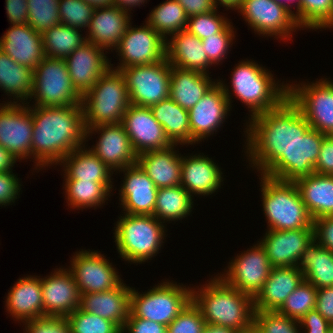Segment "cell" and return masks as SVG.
Listing matches in <instances>:
<instances>
[{
    "label": "cell",
    "instance_id": "cell-1",
    "mask_svg": "<svg viewBox=\"0 0 333 333\" xmlns=\"http://www.w3.org/2000/svg\"><path fill=\"white\" fill-rule=\"evenodd\" d=\"M248 122V123H247ZM249 166L262 174L310 128L300 109L287 97L278 107L244 123ZM253 164V165H252Z\"/></svg>",
    "mask_w": 333,
    "mask_h": 333
},
{
    "label": "cell",
    "instance_id": "cell-2",
    "mask_svg": "<svg viewBox=\"0 0 333 333\" xmlns=\"http://www.w3.org/2000/svg\"><path fill=\"white\" fill-rule=\"evenodd\" d=\"M29 110L33 120V169L38 171L58 165L73 150L86 145L82 103L60 107H34L30 104Z\"/></svg>",
    "mask_w": 333,
    "mask_h": 333
},
{
    "label": "cell",
    "instance_id": "cell-3",
    "mask_svg": "<svg viewBox=\"0 0 333 333\" xmlns=\"http://www.w3.org/2000/svg\"><path fill=\"white\" fill-rule=\"evenodd\" d=\"M192 288V302L200 310L205 324L231 327L243 332L254 323L253 298L229 286L220 276Z\"/></svg>",
    "mask_w": 333,
    "mask_h": 333
},
{
    "label": "cell",
    "instance_id": "cell-4",
    "mask_svg": "<svg viewBox=\"0 0 333 333\" xmlns=\"http://www.w3.org/2000/svg\"><path fill=\"white\" fill-rule=\"evenodd\" d=\"M231 76L230 87L220 79L216 81L224 90L230 107L234 93L233 96L250 109L248 120L278 107L288 97V83L279 84L270 70L251 59L236 64Z\"/></svg>",
    "mask_w": 333,
    "mask_h": 333
},
{
    "label": "cell",
    "instance_id": "cell-5",
    "mask_svg": "<svg viewBox=\"0 0 333 333\" xmlns=\"http://www.w3.org/2000/svg\"><path fill=\"white\" fill-rule=\"evenodd\" d=\"M262 210L267 230L314 228L295 182L282 181L260 174Z\"/></svg>",
    "mask_w": 333,
    "mask_h": 333
},
{
    "label": "cell",
    "instance_id": "cell-6",
    "mask_svg": "<svg viewBox=\"0 0 333 333\" xmlns=\"http://www.w3.org/2000/svg\"><path fill=\"white\" fill-rule=\"evenodd\" d=\"M114 227V239L120 258L130 264H142L159 254L167 236L166 224L153 215L122 214Z\"/></svg>",
    "mask_w": 333,
    "mask_h": 333
},
{
    "label": "cell",
    "instance_id": "cell-7",
    "mask_svg": "<svg viewBox=\"0 0 333 333\" xmlns=\"http://www.w3.org/2000/svg\"><path fill=\"white\" fill-rule=\"evenodd\" d=\"M129 105L123 73L110 67L82 97L85 129L121 123Z\"/></svg>",
    "mask_w": 333,
    "mask_h": 333
},
{
    "label": "cell",
    "instance_id": "cell-8",
    "mask_svg": "<svg viewBox=\"0 0 333 333\" xmlns=\"http://www.w3.org/2000/svg\"><path fill=\"white\" fill-rule=\"evenodd\" d=\"M192 301V288L173 280L162 281L146 292L131 288L128 317L168 326Z\"/></svg>",
    "mask_w": 333,
    "mask_h": 333
},
{
    "label": "cell",
    "instance_id": "cell-9",
    "mask_svg": "<svg viewBox=\"0 0 333 333\" xmlns=\"http://www.w3.org/2000/svg\"><path fill=\"white\" fill-rule=\"evenodd\" d=\"M34 106L60 107L82 103V96L73 86L64 59L45 57L34 68V86L28 100Z\"/></svg>",
    "mask_w": 333,
    "mask_h": 333
},
{
    "label": "cell",
    "instance_id": "cell-10",
    "mask_svg": "<svg viewBox=\"0 0 333 333\" xmlns=\"http://www.w3.org/2000/svg\"><path fill=\"white\" fill-rule=\"evenodd\" d=\"M329 79L288 83L290 100L300 109L310 127L325 135H333V82Z\"/></svg>",
    "mask_w": 333,
    "mask_h": 333
},
{
    "label": "cell",
    "instance_id": "cell-11",
    "mask_svg": "<svg viewBox=\"0 0 333 333\" xmlns=\"http://www.w3.org/2000/svg\"><path fill=\"white\" fill-rule=\"evenodd\" d=\"M131 105L150 107L169 97L171 65L167 58L121 70Z\"/></svg>",
    "mask_w": 333,
    "mask_h": 333
},
{
    "label": "cell",
    "instance_id": "cell-12",
    "mask_svg": "<svg viewBox=\"0 0 333 333\" xmlns=\"http://www.w3.org/2000/svg\"><path fill=\"white\" fill-rule=\"evenodd\" d=\"M323 133L309 128L298 141L289 148L285 156H279L262 174L268 177L295 182L297 179L314 173L324 139Z\"/></svg>",
    "mask_w": 333,
    "mask_h": 333
},
{
    "label": "cell",
    "instance_id": "cell-13",
    "mask_svg": "<svg viewBox=\"0 0 333 333\" xmlns=\"http://www.w3.org/2000/svg\"><path fill=\"white\" fill-rule=\"evenodd\" d=\"M70 262L67 269L73 275L80 294L112 290L123 282L116 267L100 251L79 250Z\"/></svg>",
    "mask_w": 333,
    "mask_h": 333
},
{
    "label": "cell",
    "instance_id": "cell-14",
    "mask_svg": "<svg viewBox=\"0 0 333 333\" xmlns=\"http://www.w3.org/2000/svg\"><path fill=\"white\" fill-rule=\"evenodd\" d=\"M237 12L255 34L264 37L290 41L293 32L301 30L294 15L274 0H243Z\"/></svg>",
    "mask_w": 333,
    "mask_h": 333
},
{
    "label": "cell",
    "instance_id": "cell-15",
    "mask_svg": "<svg viewBox=\"0 0 333 333\" xmlns=\"http://www.w3.org/2000/svg\"><path fill=\"white\" fill-rule=\"evenodd\" d=\"M129 24L121 41L113 49L119 56V65L111 68L121 71L129 66L155 64L166 58V40L145 20V25L133 27Z\"/></svg>",
    "mask_w": 333,
    "mask_h": 333
},
{
    "label": "cell",
    "instance_id": "cell-16",
    "mask_svg": "<svg viewBox=\"0 0 333 333\" xmlns=\"http://www.w3.org/2000/svg\"><path fill=\"white\" fill-rule=\"evenodd\" d=\"M240 254L233 257L223 274L220 272L217 275L229 286L254 299L263 288L273 267L265 249L258 242Z\"/></svg>",
    "mask_w": 333,
    "mask_h": 333
},
{
    "label": "cell",
    "instance_id": "cell-17",
    "mask_svg": "<svg viewBox=\"0 0 333 333\" xmlns=\"http://www.w3.org/2000/svg\"><path fill=\"white\" fill-rule=\"evenodd\" d=\"M3 102L0 104V146L16 160L31 159L33 120L30 101L25 104Z\"/></svg>",
    "mask_w": 333,
    "mask_h": 333
},
{
    "label": "cell",
    "instance_id": "cell-18",
    "mask_svg": "<svg viewBox=\"0 0 333 333\" xmlns=\"http://www.w3.org/2000/svg\"><path fill=\"white\" fill-rule=\"evenodd\" d=\"M230 109L228 98L217 81L201 100L188 110L191 145L204 141L220 130L230 115Z\"/></svg>",
    "mask_w": 333,
    "mask_h": 333
},
{
    "label": "cell",
    "instance_id": "cell-19",
    "mask_svg": "<svg viewBox=\"0 0 333 333\" xmlns=\"http://www.w3.org/2000/svg\"><path fill=\"white\" fill-rule=\"evenodd\" d=\"M99 135L95 146L89 149L114 173L137 163L129 136L121 123L99 125L86 129V142L92 134Z\"/></svg>",
    "mask_w": 333,
    "mask_h": 333
},
{
    "label": "cell",
    "instance_id": "cell-20",
    "mask_svg": "<svg viewBox=\"0 0 333 333\" xmlns=\"http://www.w3.org/2000/svg\"><path fill=\"white\" fill-rule=\"evenodd\" d=\"M121 124L128 134L132 149L137 156L147 151L164 149L173 145L149 107L130 104L123 115Z\"/></svg>",
    "mask_w": 333,
    "mask_h": 333
},
{
    "label": "cell",
    "instance_id": "cell-21",
    "mask_svg": "<svg viewBox=\"0 0 333 333\" xmlns=\"http://www.w3.org/2000/svg\"><path fill=\"white\" fill-rule=\"evenodd\" d=\"M105 50V53H104ZM106 49L87 41L64 60L73 86L83 97L111 67Z\"/></svg>",
    "mask_w": 333,
    "mask_h": 333
},
{
    "label": "cell",
    "instance_id": "cell-22",
    "mask_svg": "<svg viewBox=\"0 0 333 333\" xmlns=\"http://www.w3.org/2000/svg\"><path fill=\"white\" fill-rule=\"evenodd\" d=\"M43 317H67L79 308L80 293L73 275L67 268L59 267L41 278Z\"/></svg>",
    "mask_w": 333,
    "mask_h": 333
},
{
    "label": "cell",
    "instance_id": "cell-23",
    "mask_svg": "<svg viewBox=\"0 0 333 333\" xmlns=\"http://www.w3.org/2000/svg\"><path fill=\"white\" fill-rule=\"evenodd\" d=\"M119 190V203L123 213L133 215H153L158 188L138 163L127 166Z\"/></svg>",
    "mask_w": 333,
    "mask_h": 333
},
{
    "label": "cell",
    "instance_id": "cell-24",
    "mask_svg": "<svg viewBox=\"0 0 333 333\" xmlns=\"http://www.w3.org/2000/svg\"><path fill=\"white\" fill-rule=\"evenodd\" d=\"M314 240V228L267 230L258 241L272 267L297 266L301 254Z\"/></svg>",
    "mask_w": 333,
    "mask_h": 333
},
{
    "label": "cell",
    "instance_id": "cell-25",
    "mask_svg": "<svg viewBox=\"0 0 333 333\" xmlns=\"http://www.w3.org/2000/svg\"><path fill=\"white\" fill-rule=\"evenodd\" d=\"M218 163L203 153L182 155L181 186L193 197L217 193L224 180ZM217 190V191H216Z\"/></svg>",
    "mask_w": 333,
    "mask_h": 333
},
{
    "label": "cell",
    "instance_id": "cell-26",
    "mask_svg": "<svg viewBox=\"0 0 333 333\" xmlns=\"http://www.w3.org/2000/svg\"><path fill=\"white\" fill-rule=\"evenodd\" d=\"M0 49L17 63L32 70L45 58L42 34L30 25H11L0 38Z\"/></svg>",
    "mask_w": 333,
    "mask_h": 333
},
{
    "label": "cell",
    "instance_id": "cell-27",
    "mask_svg": "<svg viewBox=\"0 0 333 333\" xmlns=\"http://www.w3.org/2000/svg\"><path fill=\"white\" fill-rule=\"evenodd\" d=\"M130 20V13L117 6L95 8L86 29L87 41L112 52L126 33Z\"/></svg>",
    "mask_w": 333,
    "mask_h": 333
},
{
    "label": "cell",
    "instance_id": "cell-28",
    "mask_svg": "<svg viewBox=\"0 0 333 333\" xmlns=\"http://www.w3.org/2000/svg\"><path fill=\"white\" fill-rule=\"evenodd\" d=\"M131 287L123 282L104 292L80 294L79 308L114 322L121 330L130 311Z\"/></svg>",
    "mask_w": 333,
    "mask_h": 333
},
{
    "label": "cell",
    "instance_id": "cell-29",
    "mask_svg": "<svg viewBox=\"0 0 333 333\" xmlns=\"http://www.w3.org/2000/svg\"><path fill=\"white\" fill-rule=\"evenodd\" d=\"M11 287L5 306L15 321L22 323L43 317V297L40 276H25Z\"/></svg>",
    "mask_w": 333,
    "mask_h": 333
},
{
    "label": "cell",
    "instance_id": "cell-30",
    "mask_svg": "<svg viewBox=\"0 0 333 333\" xmlns=\"http://www.w3.org/2000/svg\"><path fill=\"white\" fill-rule=\"evenodd\" d=\"M304 281L297 266L273 267L263 288L253 299L254 311H277Z\"/></svg>",
    "mask_w": 333,
    "mask_h": 333
},
{
    "label": "cell",
    "instance_id": "cell-31",
    "mask_svg": "<svg viewBox=\"0 0 333 333\" xmlns=\"http://www.w3.org/2000/svg\"><path fill=\"white\" fill-rule=\"evenodd\" d=\"M166 40V58L171 66L209 75L213 66L205 54L202 41L187 30H181ZM209 68V69H208Z\"/></svg>",
    "mask_w": 333,
    "mask_h": 333
},
{
    "label": "cell",
    "instance_id": "cell-32",
    "mask_svg": "<svg viewBox=\"0 0 333 333\" xmlns=\"http://www.w3.org/2000/svg\"><path fill=\"white\" fill-rule=\"evenodd\" d=\"M178 145L151 150L137 156V163L159 188L181 185L182 155L175 150Z\"/></svg>",
    "mask_w": 333,
    "mask_h": 333
},
{
    "label": "cell",
    "instance_id": "cell-33",
    "mask_svg": "<svg viewBox=\"0 0 333 333\" xmlns=\"http://www.w3.org/2000/svg\"><path fill=\"white\" fill-rule=\"evenodd\" d=\"M211 78L201 72L171 66L169 97L183 109L190 110L216 83Z\"/></svg>",
    "mask_w": 333,
    "mask_h": 333
},
{
    "label": "cell",
    "instance_id": "cell-34",
    "mask_svg": "<svg viewBox=\"0 0 333 333\" xmlns=\"http://www.w3.org/2000/svg\"><path fill=\"white\" fill-rule=\"evenodd\" d=\"M58 165L63 166L64 180L113 182L114 173L87 145L73 150Z\"/></svg>",
    "mask_w": 333,
    "mask_h": 333
},
{
    "label": "cell",
    "instance_id": "cell-35",
    "mask_svg": "<svg viewBox=\"0 0 333 333\" xmlns=\"http://www.w3.org/2000/svg\"><path fill=\"white\" fill-rule=\"evenodd\" d=\"M313 220L333 216V176L312 173L295 181Z\"/></svg>",
    "mask_w": 333,
    "mask_h": 333
},
{
    "label": "cell",
    "instance_id": "cell-36",
    "mask_svg": "<svg viewBox=\"0 0 333 333\" xmlns=\"http://www.w3.org/2000/svg\"><path fill=\"white\" fill-rule=\"evenodd\" d=\"M297 269L315 288L333 287V252L313 240L301 254Z\"/></svg>",
    "mask_w": 333,
    "mask_h": 333
},
{
    "label": "cell",
    "instance_id": "cell-37",
    "mask_svg": "<svg viewBox=\"0 0 333 333\" xmlns=\"http://www.w3.org/2000/svg\"><path fill=\"white\" fill-rule=\"evenodd\" d=\"M33 86L34 70L17 63L0 49V88L10 96L9 103H27Z\"/></svg>",
    "mask_w": 333,
    "mask_h": 333
},
{
    "label": "cell",
    "instance_id": "cell-38",
    "mask_svg": "<svg viewBox=\"0 0 333 333\" xmlns=\"http://www.w3.org/2000/svg\"><path fill=\"white\" fill-rule=\"evenodd\" d=\"M149 108L172 144L191 145L188 110L183 109L170 97Z\"/></svg>",
    "mask_w": 333,
    "mask_h": 333
},
{
    "label": "cell",
    "instance_id": "cell-39",
    "mask_svg": "<svg viewBox=\"0 0 333 333\" xmlns=\"http://www.w3.org/2000/svg\"><path fill=\"white\" fill-rule=\"evenodd\" d=\"M65 199L73 210L96 209L110 198L113 182H91L81 180H64Z\"/></svg>",
    "mask_w": 333,
    "mask_h": 333
},
{
    "label": "cell",
    "instance_id": "cell-40",
    "mask_svg": "<svg viewBox=\"0 0 333 333\" xmlns=\"http://www.w3.org/2000/svg\"><path fill=\"white\" fill-rule=\"evenodd\" d=\"M193 199L181 185L159 188L153 216L162 223L182 220L191 214Z\"/></svg>",
    "mask_w": 333,
    "mask_h": 333
},
{
    "label": "cell",
    "instance_id": "cell-41",
    "mask_svg": "<svg viewBox=\"0 0 333 333\" xmlns=\"http://www.w3.org/2000/svg\"><path fill=\"white\" fill-rule=\"evenodd\" d=\"M81 29L58 24L47 29L42 34L45 57L65 59L78 47L87 42V37ZM83 36V37H82Z\"/></svg>",
    "mask_w": 333,
    "mask_h": 333
},
{
    "label": "cell",
    "instance_id": "cell-42",
    "mask_svg": "<svg viewBox=\"0 0 333 333\" xmlns=\"http://www.w3.org/2000/svg\"><path fill=\"white\" fill-rule=\"evenodd\" d=\"M146 22L167 40L171 35L186 29L188 16L177 1L166 0L151 10Z\"/></svg>",
    "mask_w": 333,
    "mask_h": 333
},
{
    "label": "cell",
    "instance_id": "cell-43",
    "mask_svg": "<svg viewBox=\"0 0 333 333\" xmlns=\"http://www.w3.org/2000/svg\"><path fill=\"white\" fill-rule=\"evenodd\" d=\"M298 26L302 30L333 28V0H300Z\"/></svg>",
    "mask_w": 333,
    "mask_h": 333
},
{
    "label": "cell",
    "instance_id": "cell-44",
    "mask_svg": "<svg viewBox=\"0 0 333 333\" xmlns=\"http://www.w3.org/2000/svg\"><path fill=\"white\" fill-rule=\"evenodd\" d=\"M317 288L304 280L284 301L278 313L300 321L309 311L315 309Z\"/></svg>",
    "mask_w": 333,
    "mask_h": 333
},
{
    "label": "cell",
    "instance_id": "cell-45",
    "mask_svg": "<svg viewBox=\"0 0 333 333\" xmlns=\"http://www.w3.org/2000/svg\"><path fill=\"white\" fill-rule=\"evenodd\" d=\"M58 4L59 0H27V24L40 34L60 24Z\"/></svg>",
    "mask_w": 333,
    "mask_h": 333
},
{
    "label": "cell",
    "instance_id": "cell-46",
    "mask_svg": "<svg viewBox=\"0 0 333 333\" xmlns=\"http://www.w3.org/2000/svg\"><path fill=\"white\" fill-rule=\"evenodd\" d=\"M66 319L71 333H122L114 322L80 308L69 314Z\"/></svg>",
    "mask_w": 333,
    "mask_h": 333
},
{
    "label": "cell",
    "instance_id": "cell-47",
    "mask_svg": "<svg viewBox=\"0 0 333 333\" xmlns=\"http://www.w3.org/2000/svg\"><path fill=\"white\" fill-rule=\"evenodd\" d=\"M58 10L61 24L84 30L89 27L95 8L84 0H59Z\"/></svg>",
    "mask_w": 333,
    "mask_h": 333
},
{
    "label": "cell",
    "instance_id": "cell-48",
    "mask_svg": "<svg viewBox=\"0 0 333 333\" xmlns=\"http://www.w3.org/2000/svg\"><path fill=\"white\" fill-rule=\"evenodd\" d=\"M217 10L189 17L185 30L200 40L217 35L230 23L227 17L217 14Z\"/></svg>",
    "mask_w": 333,
    "mask_h": 333
},
{
    "label": "cell",
    "instance_id": "cell-49",
    "mask_svg": "<svg viewBox=\"0 0 333 333\" xmlns=\"http://www.w3.org/2000/svg\"><path fill=\"white\" fill-rule=\"evenodd\" d=\"M254 324L262 333H302L298 320L277 311H254Z\"/></svg>",
    "mask_w": 333,
    "mask_h": 333
},
{
    "label": "cell",
    "instance_id": "cell-50",
    "mask_svg": "<svg viewBox=\"0 0 333 333\" xmlns=\"http://www.w3.org/2000/svg\"><path fill=\"white\" fill-rule=\"evenodd\" d=\"M231 24L232 22L217 35L201 40L205 54L209 62L214 66L215 64L218 65L219 62L222 64L223 60L227 58L229 48L232 47L235 40L236 31L233 30L234 26Z\"/></svg>",
    "mask_w": 333,
    "mask_h": 333
},
{
    "label": "cell",
    "instance_id": "cell-51",
    "mask_svg": "<svg viewBox=\"0 0 333 333\" xmlns=\"http://www.w3.org/2000/svg\"><path fill=\"white\" fill-rule=\"evenodd\" d=\"M204 326L205 320L200 310L191 301L167 326V333H202Z\"/></svg>",
    "mask_w": 333,
    "mask_h": 333
},
{
    "label": "cell",
    "instance_id": "cell-52",
    "mask_svg": "<svg viewBox=\"0 0 333 333\" xmlns=\"http://www.w3.org/2000/svg\"><path fill=\"white\" fill-rule=\"evenodd\" d=\"M23 333H71L65 317L44 316L24 322Z\"/></svg>",
    "mask_w": 333,
    "mask_h": 333
},
{
    "label": "cell",
    "instance_id": "cell-53",
    "mask_svg": "<svg viewBox=\"0 0 333 333\" xmlns=\"http://www.w3.org/2000/svg\"><path fill=\"white\" fill-rule=\"evenodd\" d=\"M19 178L12 171L0 172V206L13 205L21 191ZM18 196V197H17Z\"/></svg>",
    "mask_w": 333,
    "mask_h": 333
},
{
    "label": "cell",
    "instance_id": "cell-54",
    "mask_svg": "<svg viewBox=\"0 0 333 333\" xmlns=\"http://www.w3.org/2000/svg\"><path fill=\"white\" fill-rule=\"evenodd\" d=\"M314 173L333 176V135H324Z\"/></svg>",
    "mask_w": 333,
    "mask_h": 333
},
{
    "label": "cell",
    "instance_id": "cell-55",
    "mask_svg": "<svg viewBox=\"0 0 333 333\" xmlns=\"http://www.w3.org/2000/svg\"><path fill=\"white\" fill-rule=\"evenodd\" d=\"M314 240L322 247L333 252V216L313 220Z\"/></svg>",
    "mask_w": 333,
    "mask_h": 333
},
{
    "label": "cell",
    "instance_id": "cell-56",
    "mask_svg": "<svg viewBox=\"0 0 333 333\" xmlns=\"http://www.w3.org/2000/svg\"><path fill=\"white\" fill-rule=\"evenodd\" d=\"M122 333H167V326L158 322L137 317H128Z\"/></svg>",
    "mask_w": 333,
    "mask_h": 333
},
{
    "label": "cell",
    "instance_id": "cell-57",
    "mask_svg": "<svg viewBox=\"0 0 333 333\" xmlns=\"http://www.w3.org/2000/svg\"><path fill=\"white\" fill-rule=\"evenodd\" d=\"M302 333H327L332 325L316 310L307 312L299 321Z\"/></svg>",
    "mask_w": 333,
    "mask_h": 333
},
{
    "label": "cell",
    "instance_id": "cell-58",
    "mask_svg": "<svg viewBox=\"0 0 333 333\" xmlns=\"http://www.w3.org/2000/svg\"><path fill=\"white\" fill-rule=\"evenodd\" d=\"M315 309L333 327V287L317 289V298H316Z\"/></svg>",
    "mask_w": 333,
    "mask_h": 333
},
{
    "label": "cell",
    "instance_id": "cell-59",
    "mask_svg": "<svg viewBox=\"0 0 333 333\" xmlns=\"http://www.w3.org/2000/svg\"><path fill=\"white\" fill-rule=\"evenodd\" d=\"M8 21L12 25H23L27 23L28 7L27 0H5Z\"/></svg>",
    "mask_w": 333,
    "mask_h": 333
},
{
    "label": "cell",
    "instance_id": "cell-60",
    "mask_svg": "<svg viewBox=\"0 0 333 333\" xmlns=\"http://www.w3.org/2000/svg\"><path fill=\"white\" fill-rule=\"evenodd\" d=\"M185 10L189 17L207 13L217 8L216 0H175Z\"/></svg>",
    "mask_w": 333,
    "mask_h": 333
},
{
    "label": "cell",
    "instance_id": "cell-61",
    "mask_svg": "<svg viewBox=\"0 0 333 333\" xmlns=\"http://www.w3.org/2000/svg\"><path fill=\"white\" fill-rule=\"evenodd\" d=\"M16 159L2 146H0V172L13 171Z\"/></svg>",
    "mask_w": 333,
    "mask_h": 333
},
{
    "label": "cell",
    "instance_id": "cell-62",
    "mask_svg": "<svg viewBox=\"0 0 333 333\" xmlns=\"http://www.w3.org/2000/svg\"><path fill=\"white\" fill-rule=\"evenodd\" d=\"M147 0H113V6H117L123 11L132 13L134 7L143 5Z\"/></svg>",
    "mask_w": 333,
    "mask_h": 333
},
{
    "label": "cell",
    "instance_id": "cell-63",
    "mask_svg": "<svg viewBox=\"0 0 333 333\" xmlns=\"http://www.w3.org/2000/svg\"><path fill=\"white\" fill-rule=\"evenodd\" d=\"M202 333H239L231 327L219 326L214 324H205Z\"/></svg>",
    "mask_w": 333,
    "mask_h": 333
},
{
    "label": "cell",
    "instance_id": "cell-64",
    "mask_svg": "<svg viewBox=\"0 0 333 333\" xmlns=\"http://www.w3.org/2000/svg\"><path fill=\"white\" fill-rule=\"evenodd\" d=\"M243 0H216V5L225 7L226 10H239Z\"/></svg>",
    "mask_w": 333,
    "mask_h": 333
},
{
    "label": "cell",
    "instance_id": "cell-65",
    "mask_svg": "<svg viewBox=\"0 0 333 333\" xmlns=\"http://www.w3.org/2000/svg\"><path fill=\"white\" fill-rule=\"evenodd\" d=\"M274 1L278 4L283 5L288 11H290L294 15V18L298 24V9H299L300 0H286V1L285 0H274ZM294 2H295V4H292ZM290 4L295 5L294 7L296 8L295 9L296 12H294V10L293 11L291 10L292 5H290Z\"/></svg>",
    "mask_w": 333,
    "mask_h": 333
},
{
    "label": "cell",
    "instance_id": "cell-66",
    "mask_svg": "<svg viewBox=\"0 0 333 333\" xmlns=\"http://www.w3.org/2000/svg\"><path fill=\"white\" fill-rule=\"evenodd\" d=\"M94 8L107 7L113 5V0H84Z\"/></svg>",
    "mask_w": 333,
    "mask_h": 333
},
{
    "label": "cell",
    "instance_id": "cell-67",
    "mask_svg": "<svg viewBox=\"0 0 333 333\" xmlns=\"http://www.w3.org/2000/svg\"><path fill=\"white\" fill-rule=\"evenodd\" d=\"M241 333H262L258 327L253 323L249 328L245 329Z\"/></svg>",
    "mask_w": 333,
    "mask_h": 333
},
{
    "label": "cell",
    "instance_id": "cell-68",
    "mask_svg": "<svg viewBox=\"0 0 333 333\" xmlns=\"http://www.w3.org/2000/svg\"><path fill=\"white\" fill-rule=\"evenodd\" d=\"M327 333H333V327Z\"/></svg>",
    "mask_w": 333,
    "mask_h": 333
}]
</instances>
